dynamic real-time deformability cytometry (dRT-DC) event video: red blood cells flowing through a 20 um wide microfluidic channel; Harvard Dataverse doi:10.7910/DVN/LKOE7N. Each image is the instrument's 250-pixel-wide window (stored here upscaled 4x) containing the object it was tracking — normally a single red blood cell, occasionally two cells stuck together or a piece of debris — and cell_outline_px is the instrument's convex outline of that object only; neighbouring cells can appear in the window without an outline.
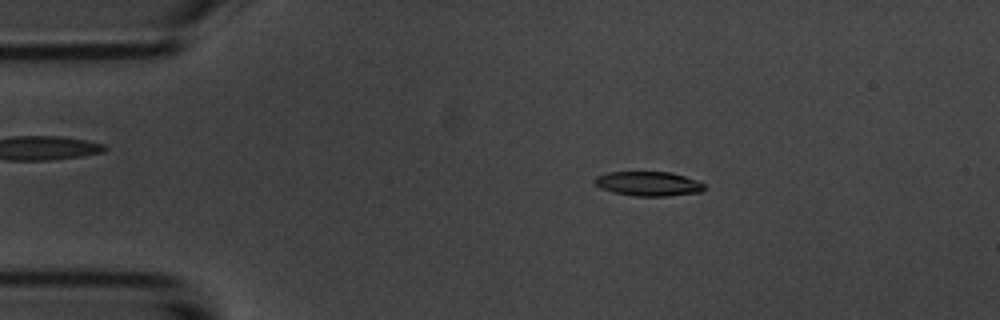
{"species": "common noctule bat (a hibernating species)", "species_latin": "Nyctalus noctula", "temperature_condition": "room temperature", "stored_images_in_passage": 53, "camera_frame_rate_fps": 3000, "um_per_image_px": 0.085, "animal": {"sex": "male", "body_mass_g": 20.1, "forearm_length_mm": 53.5}, "frame": {"image": 1, "passage_image": 9, "time_ms": 2.667, "image_size_px": [1000, 320], "cell_outline_px": [[708, 188], [700, 192], [668, 196], [636, 196], [612, 192], [600, 188], [592, 180], [596, 176], [608, 172], [668, 172], [684, 176], [696, 180], [704, 184]], "centroid_in_image_um": [55.1, 15.62], "position_along_channel_um": 29.9, "area_um2": 15.66}}
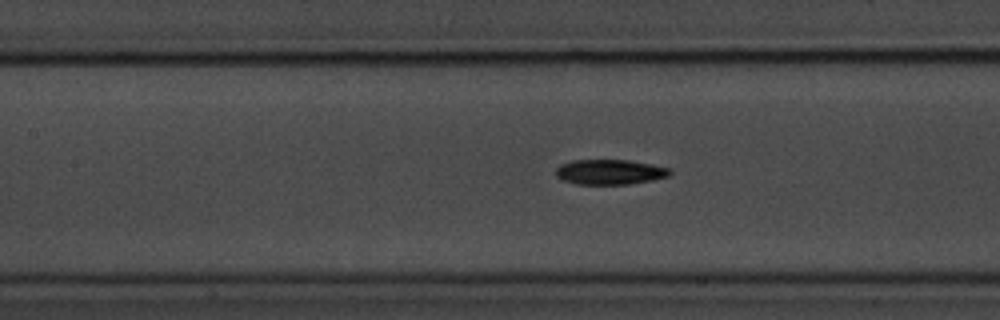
{"frame": {"image": 2, "passage_image": 23, "time_ms": 7.333, "image_size_px": [1000, 320], "cell_outline_px": [[672, 172], [668, 176], [652, 180], [628, 184], [576, 184], [564, 180], [556, 176], [556, 168], [560, 164], [572, 160], [628, 160], [652, 164], [668, 168]], "centroid_in_image_um": [51.82, 14.61], "position_along_channel_um": 155.6, "area_um2": 16.59}}
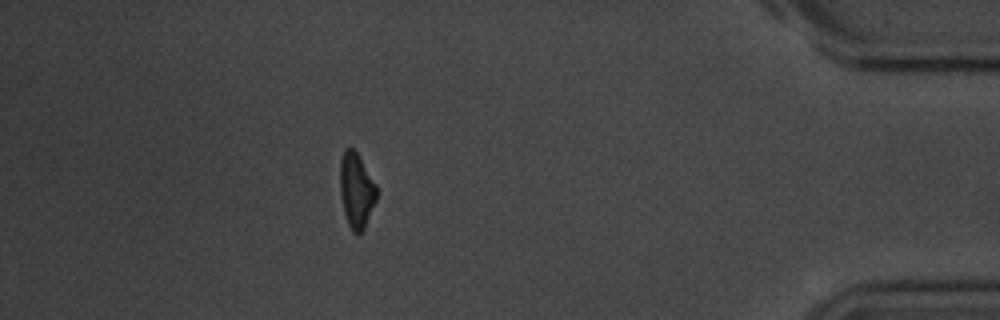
{"frame": {"image": 3, "passage_image": 47, "time_ms": 15.333, "image_size_px": [1000, 320], "cell_outline_px": [[376, 200], [364, 228], [360, 232], [352, 232], [348, 224], [344, 212], [340, 196], [340, 160], [344, 148], [352, 148], [356, 152], [376, 184]], "centroid_in_image_um": [30.27, 16.17], "position_along_channel_um": 404.9, "area_um2": 15.78}, "authors_computed_cell_mechanics": {"area_um2": 16.2418, "velocity_mm_per_s": 3.718, "shape_relaxation_time_tau1_ms": 2.4894, "shape_relaxation_time_tau2_ms": 5.9985, "deformation_change_tau1": 0.1529, "deformation_change_tau2": 0.144}}